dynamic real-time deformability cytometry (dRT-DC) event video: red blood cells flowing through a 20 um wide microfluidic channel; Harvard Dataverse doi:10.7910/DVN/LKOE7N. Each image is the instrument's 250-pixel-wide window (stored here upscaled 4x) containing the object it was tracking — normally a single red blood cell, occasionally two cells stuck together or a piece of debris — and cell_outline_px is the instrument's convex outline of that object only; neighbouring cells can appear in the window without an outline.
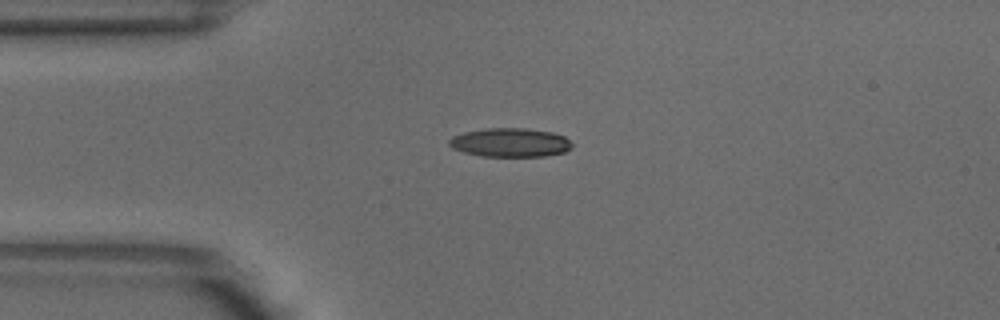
{"species": "common noctule bat (a hibernating species)", "species_latin": "Nyctalus noctula", "temperature_condition": "warm", "stored_images_in_passage": 4, "camera_frame_rate_fps": 3000, "um_per_image_px": 0.085, "animal": {"sex": "male", "body_mass_g": 18.8}, "frame": {"image": 1, "passage_image": 3, "time_ms": 0.667, "image_size_px": [1000, 320], "cell_outline_px": [[572, 148], [564, 152], [544, 156], [480, 156], [464, 152], [452, 148], [448, 144], [448, 140], [452, 136], [464, 132], [484, 128], [524, 128], [552, 132], [564, 136], [572, 144]], "centroid_in_image_um": [43.34, 12.11], "position_along_channel_um": 41.7, "area_um2": 20.69}}
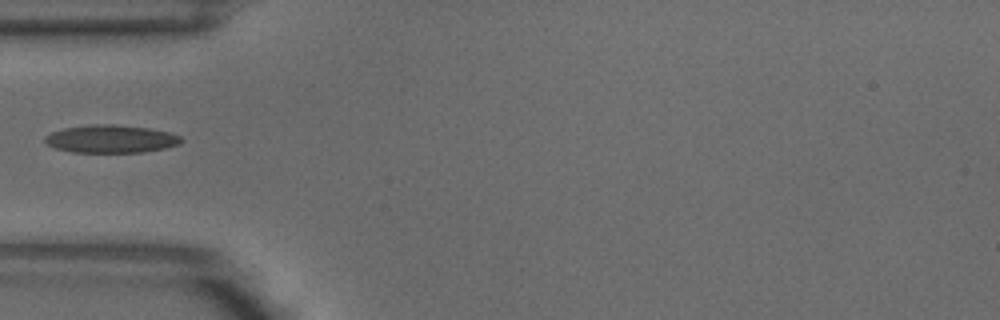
{"frame": {"image": 2, "passage_image": 4, "time_ms": 1.0, "image_size_px": [1000, 320], "cell_outline_px": [[184, 140], [180, 144], [164, 148], [144, 152], [72, 152], [56, 148], [48, 144], [44, 140], [44, 136], [52, 132], [64, 128], [96, 124], [112, 124], [148, 128], [168, 132], [180, 136]], "centroid_in_image_um": [9.44, 11.81], "position_along_channel_um": 75.6, "area_um2": 21.96}}